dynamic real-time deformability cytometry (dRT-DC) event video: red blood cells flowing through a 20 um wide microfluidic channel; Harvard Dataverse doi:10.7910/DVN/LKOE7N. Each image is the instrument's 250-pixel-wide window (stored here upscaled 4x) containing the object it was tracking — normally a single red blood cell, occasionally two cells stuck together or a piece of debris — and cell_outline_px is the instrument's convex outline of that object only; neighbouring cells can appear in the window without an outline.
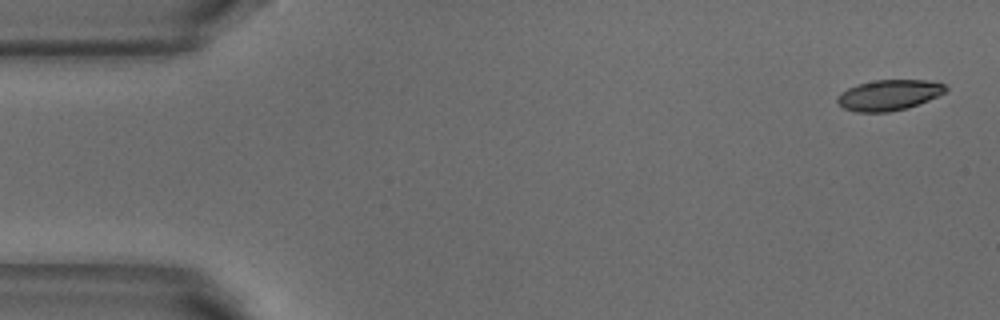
{"species": "common noctule bat (a hibernating species)", "species_latin": "Nyctalus noctula", "temperature_condition": "warm", "stored_images_in_passage": 4, "camera_frame_rate_fps": 3000, "um_per_image_px": 0.085, "animal": {"sex": "male", "body_mass_g": 18.8}, "frame": {"image": 1, "passage_image": 1, "time_ms": 0.0, "image_size_px": [1000, 320], "cell_outline_px": [[948, 88], [944, 92], [928, 100], [904, 108], [888, 112], [856, 112], [844, 108], [836, 100], [836, 96], [840, 92], [856, 84], [876, 80], [928, 80], [944, 84]], "centroid_in_image_um": [75.51, 8.07], "position_along_channel_um": 9.5, "area_um2": 19.13}}
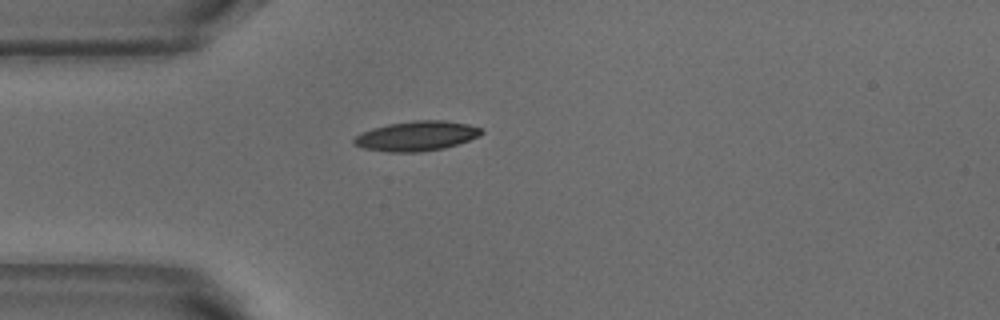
{"frame": {"image": 2, "passage_image": 4, "time_ms": 1.0, "image_size_px": [1000, 320], "cell_outline_px": [[484, 132], [480, 136], [444, 148], [420, 152], [388, 152], [364, 148], [352, 144], [352, 140], [356, 136], [372, 128], [388, 124], [412, 120], [444, 120], [468, 124], [480, 128]], "centroid_in_image_um": [35.4, 11.55], "position_along_channel_um": 49.6, "area_um2": 22.08}}